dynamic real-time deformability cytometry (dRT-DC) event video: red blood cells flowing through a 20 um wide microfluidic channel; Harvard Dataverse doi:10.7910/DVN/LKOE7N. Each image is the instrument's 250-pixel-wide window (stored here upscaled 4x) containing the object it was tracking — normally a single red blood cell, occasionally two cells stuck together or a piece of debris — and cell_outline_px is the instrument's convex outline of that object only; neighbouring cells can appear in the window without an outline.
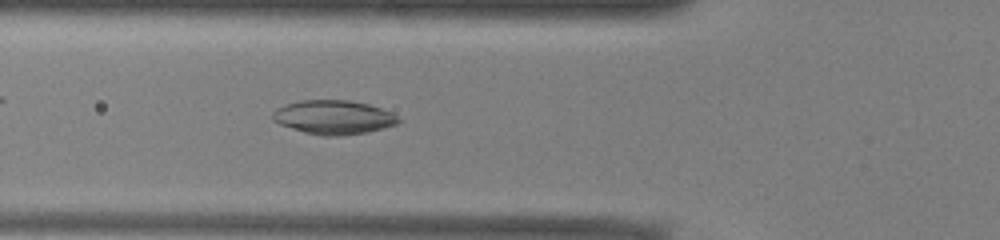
{"species": "common noctule bat (a hibernating species)", "species_latin": "Nyctalus noctula", "temperature_condition": "warm", "stored_images_in_passage": 50, "camera_frame_rate_fps": 3000, "um_per_image_px": 0.085, "animal": {"sex": "male", "body_mass_g": 13.0, "forearm_length_mm": 53.1}, "frame": {"image": 1, "passage_image": 17, "time_ms": 5.333, "image_size_px": [1000, 240], "cell_outline_px": [[400, 120], [396, 124], [384, 128], [368, 132], [340, 136], [320, 136], [304, 132], [280, 124], [272, 120], [272, 112], [276, 108], [300, 100], [348, 100], [368, 104], [380, 108], [396, 116]], "centroid_in_image_um": [28.32, 9.97], "position_along_channel_um": 97.5, "area_um2": 24.8}}
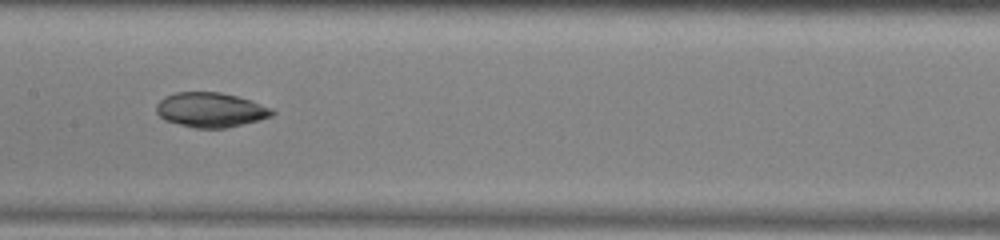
{"frame": {"image": 2, "passage_image": 24, "time_ms": 7.667, "image_size_px": [1000, 240], "cell_outline_px": [[276, 112], [272, 116], [260, 120], [224, 128], [196, 128], [164, 120], [156, 112], [156, 104], [164, 96], [176, 92], [220, 92], [236, 96], [272, 108]], "centroid_in_image_um": [17.88, 9.34], "position_along_channel_um": 189.5, "area_um2": 23.29}}
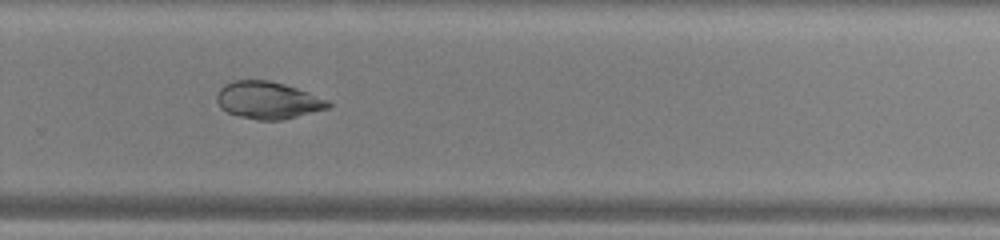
{"frame": {"image": 3, "passage_image": 33, "time_ms": 10.667, "image_size_px": [1000, 240], "cell_outline_px": [[332, 104], [328, 108], [280, 120], [256, 120], [240, 116], [228, 112], [220, 108], [216, 100], [216, 96], [220, 88], [224, 84], [236, 80], [268, 80], [284, 84], [308, 92], [328, 100]], "centroid_in_image_um": [22.74, 8.52], "position_along_channel_um": 307.1, "area_um2": 23.99}, "authors_computed_cell_mechanics": {"area_um2": 27.1949, "velocity_mm_per_s": 3.939, "shape_relaxation_time_tau1_ms": null, "shape_relaxation_time_tau2_ms": 5.1527, "deformation_change_tau1": null, "deformation_change_tau2": 0.0904}}